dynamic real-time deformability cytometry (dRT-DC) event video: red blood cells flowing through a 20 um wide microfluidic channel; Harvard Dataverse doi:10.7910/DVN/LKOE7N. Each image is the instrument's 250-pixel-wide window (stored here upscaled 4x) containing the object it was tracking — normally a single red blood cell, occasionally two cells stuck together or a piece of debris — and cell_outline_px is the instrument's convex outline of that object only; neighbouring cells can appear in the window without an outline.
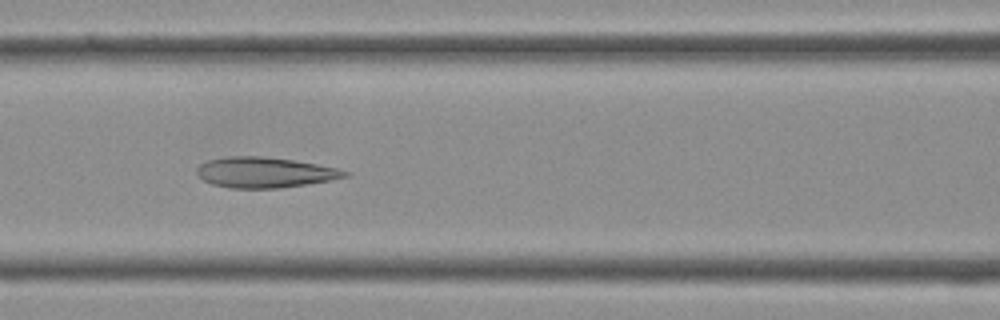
{"species": "Egyptian fruit bat (a non-hibernating species)", "species_latin": "Rousettus aegyptiacus", "temperature_condition": "cold", "stored_images_in_passage": 39, "camera_frame_rate_fps": 3000, "um_per_image_px": 0.085, "frame": {"image": 1, "passage_image": 15, "time_ms": 4.667, "image_size_px": [1000, 320], "cell_outline_px": [[352, 176], [332, 180], [308, 184], [280, 188], [232, 188], [212, 184], [204, 180], [196, 172], [196, 168], [200, 164], [208, 160], [228, 156], [264, 156], [292, 160], [316, 164], [336, 168], [352, 172]], "centroid_in_image_um": [22.55, 14.65], "position_along_channel_um": 144.1, "area_um2": 26.41}}
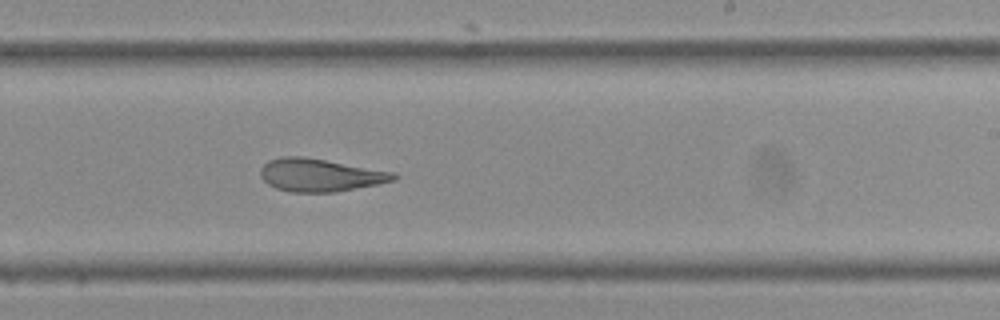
{"frame": {"image": 2, "passage_image": 22, "time_ms": 7.0, "image_size_px": [1000, 320], "cell_outline_px": [[400, 176], [396, 180], [336, 192], [292, 192], [276, 188], [268, 184], [260, 176], [260, 168], [268, 160], [280, 156], [304, 156], [396, 172]], "centroid_in_image_um": [27.22, 14.87], "position_along_channel_um": 261.8, "area_um2": 25.66}}
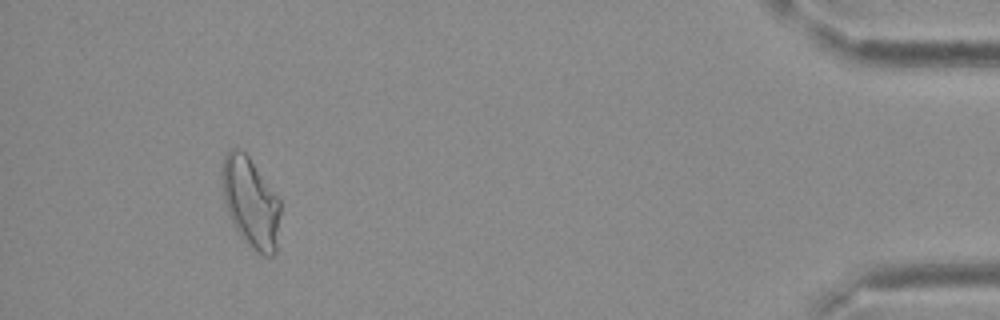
{"frame": {"image": 3, "passage_image": 35, "time_ms": 11.333, "image_size_px": [1000, 320], "cell_outline_px": [[280, 216], [276, 252], [272, 256], [264, 256], [248, 248], [232, 224], [224, 200], [220, 184], [220, 168], [224, 156], [232, 148], [240, 148], [248, 156], [280, 200]], "centroid_in_image_um": [21.27, 17.23], "position_along_channel_um": 413.9, "area_um2": 31.15}}